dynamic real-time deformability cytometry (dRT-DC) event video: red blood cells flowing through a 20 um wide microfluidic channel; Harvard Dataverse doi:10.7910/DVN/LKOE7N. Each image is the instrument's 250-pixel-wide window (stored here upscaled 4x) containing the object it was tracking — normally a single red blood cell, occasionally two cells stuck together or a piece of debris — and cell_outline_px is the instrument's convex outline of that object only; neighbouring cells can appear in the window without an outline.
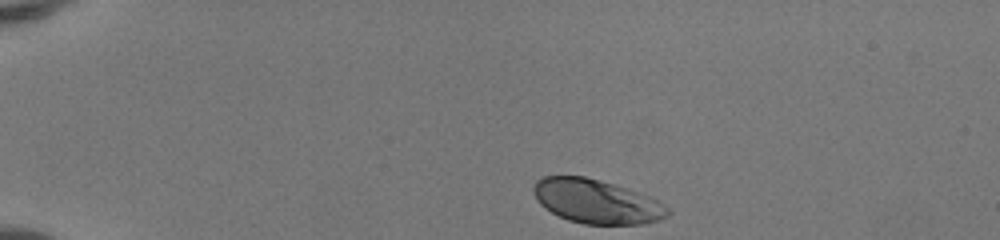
{"species": "human", "species_latin": "Homo sapiens", "temperature_condition": "room temperature", "stored_images_in_passage": 36, "camera_frame_rate_fps": 3000, "um_per_image_px": 0.085, "donor": {"sex": "female"}, "frame": {"image": 1, "passage_image": 1, "time_ms": 0.0, "image_size_px": [1000, 240], "cell_outline_px": [[668, 216], [644, 224], [584, 224], [568, 220], [544, 208], [540, 204], [532, 188], [536, 180], [544, 176], [584, 176], [600, 180], [648, 196], [664, 204], [668, 208]], "centroid_in_image_um": [50.67, 17.12], "position_along_channel_um": 34.3, "area_um2": 33.99}}
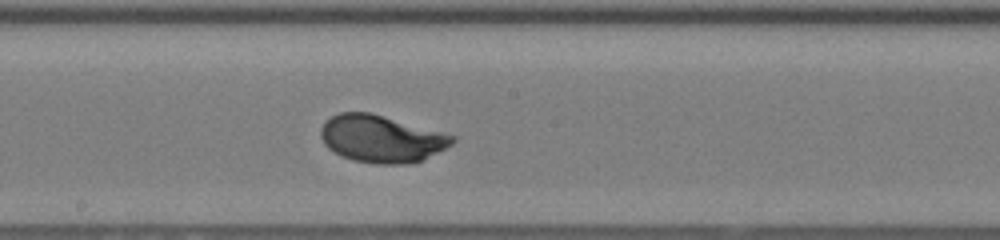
{"frame": {"image": 2, "passage_image": 20, "time_ms": 6.333, "image_size_px": [1000, 240], "cell_outline_px": [[456, 140], [452, 144], [420, 160], [408, 164], [376, 164], [352, 160], [328, 148], [324, 144], [320, 136], [320, 128], [332, 116], [340, 112], [368, 112], [456, 136]], "centroid_in_image_um": [32.39, 11.8], "position_along_channel_um": 215.8, "area_um2": 35.6}}
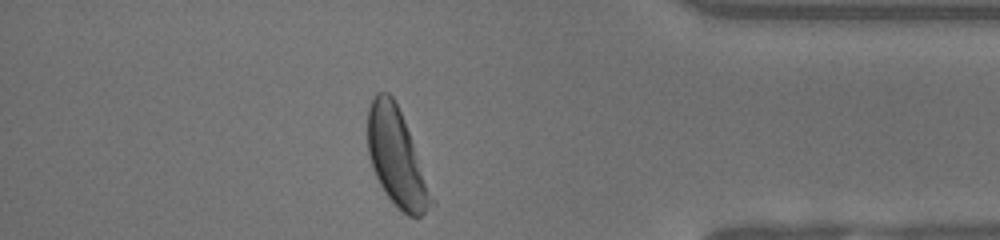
{"frame": {"image": 3, "passage_image": 35, "time_ms": 11.333, "image_size_px": [1000, 240], "cell_outline_px": [[436, 204], [420, 216], [408, 216], [396, 208], [384, 192], [372, 168], [368, 152], [368, 108], [376, 92], [388, 92], [392, 96], [404, 120], [436, 200]], "centroid_in_image_um": [33.73, 13.46], "position_along_channel_um": 401.5, "area_um2": 36.13}, "authors_computed_cell_mechanics": {"area_um2": 35.5181, "velocity_mm_per_s": 4.1328, "shape_relaxation_time_tau1_ms": 2.196, "shape_relaxation_time_tau2_ms": null, "deformation_change_tau1": 0.1477, "deformation_change_tau2": null}}